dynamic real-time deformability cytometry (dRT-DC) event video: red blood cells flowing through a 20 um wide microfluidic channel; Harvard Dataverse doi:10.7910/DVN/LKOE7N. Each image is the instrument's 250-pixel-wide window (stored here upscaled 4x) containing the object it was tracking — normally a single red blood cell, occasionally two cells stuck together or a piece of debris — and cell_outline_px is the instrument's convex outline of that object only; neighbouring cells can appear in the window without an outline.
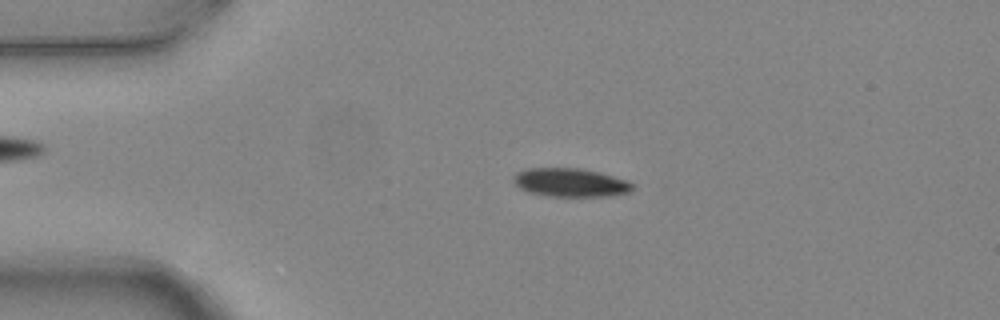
{"species": "common noctule bat (a hibernating species)", "species_latin": "Nyctalus noctula", "temperature_condition": "warm", "stored_images_in_passage": 4, "camera_frame_rate_fps": 3000, "um_per_image_px": 0.085, "animal": {"sex": "female", "body_mass_g": 24.6, "forearm_length_mm": 56.2}, "frame": {"image": 1, "passage_image": 3, "time_ms": 0.667, "image_size_px": [1000, 320], "cell_outline_px": [[636, 188], [632, 192], [612, 196], [548, 196], [528, 192], [520, 188], [512, 180], [512, 176], [516, 172], [528, 168], [580, 168], [600, 172], [628, 180], [636, 184]], "centroid_in_image_um": [48.55, 15.51], "position_along_channel_um": 36.5, "area_um2": 20.23}}